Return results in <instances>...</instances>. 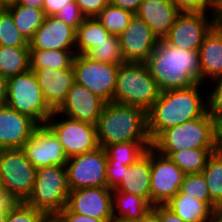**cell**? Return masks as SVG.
Segmentation results:
<instances>
[{
  "label": "cell",
  "instance_id": "6da1fadb",
  "mask_svg": "<svg viewBox=\"0 0 222 222\" xmlns=\"http://www.w3.org/2000/svg\"><path fill=\"white\" fill-rule=\"evenodd\" d=\"M197 83L189 88L161 92L147 111V131L153 141L162 131L202 117L208 111L207 95L203 96ZM206 99V100H204Z\"/></svg>",
  "mask_w": 222,
  "mask_h": 222
},
{
  "label": "cell",
  "instance_id": "7a4b0ae2",
  "mask_svg": "<svg viewBox=\"0 0 222 222\" xmlns=\"http://www.w3.org/2000/svg\"><path fill=\"white\" fill-rule=\"evenodd\" d=\"M146 64L161 92L201 83L199 51L177 48L160 39Z\"/></svg>",
  "mask_w": 222,
  "mask_h": 222
},
{
  "label": "cell",
  "instance_id": "3957f363",
  "mask_svg": "<svg viewBox=\"0 0 222 222\" xmlns=\"http://www.w3.org/2000/svg\"><path fill=\"white\" fill-rule=\"evenodd\" d=\"M99 147L123 142H152L147 131V112L140 107L106 103L96 124Z\"/></svg>",
  "mask_w": 222,
  "mask_h": 222
},
{
  "label": "cell",
  "instance_id": "277c9868",
  "mask_svg": "<svg viewBox=\"0 0 222 222\" xmlns=\"http://www.w3.org/2000/svg\"><path fill=\"white\" fill-rule=\"evenodd\" d=\"M151 147L167 157L184 149H217V123L207 111L202 117L165 129Z\"/></svg>",
  "mask_w": 222,
  "mask_h": 222
},
{
  "label": "cell",
  "instance_id": "5b68a950",
  "mask_svg": "<svg viewBox=\"0 0 222 222\" xmlns=\"http://www.w3.org/2000/svg\"><path fill=\"white\" fill-rule=\"evenodd\" d=\"M160 94L146 63L124 62L119 66L112 102L140 107L147 112Z\"/></svg>",
  "mask_w": 222,
  "mask_h": 222
},
{
  "label": "cell",
  "instance_id": "8992f818",
  "mask_svg": "<svg viewBox=\"0 0 222 222\" xmlns=\"http://www.w3.org/2000/svg\"><path fill=\"white\" fill-rule=\"evenodd\" d=\"M65 166L51 165L36 169V178L26 204L46 216L56 215L67 203L70 193Z\"/></svg>",
  "mask_w": 222,
  "mask_h": 222
},
{
  "label": "cell",
  "instance_id": "52a82bcc",
  "mask_svg": "<svg viewBox=\"0 0 222 222\" xmlns=\"http://www.w3.org/2000/svg\"><path fill=\"white\" fill-rule=\"evenodd\" d=\"M6 105L29 116L38 125H44L54 112L46 103L32 70L7 79Z\"/></svg>",
  "mask_w": 222,
  "mask_h": 222
},
{
  "label": "cell",
  "instance_id": "ba28073f",
  "mask_svg": "<svg viewBox=\"0 0 222 222\" xmlns=\"http://www.w3.org/2000/svg\"><path fill=\"white\" fill-rule=\"evenodd\" d=\"M36 178V168L19 149L0 150L1 186L18 202H25L31 195Z\"/></svg>",
  "mask_w": 222,
  "mask_h": 222
},
{
  "label": "cell",
  "instance_id": "9c48e42d",
  "mask_svg": "<svg viewBox=\"0 0 222 222\" xmlns=\"http://www.w3.org/2000/svg\"><path fill=\"white\" fill-rule=\"evenodd\" d=\"M61 116L62 114L54 111L45 124L58 137L67 158L92 152L99 147L96 125L67 116L62 120Z\"/></svg>",
  "mask_w": 222,
  "mask_h": 222
},
{
  "label": "cell",
  "instance_id": "30bf717a",
  "mask_svg": "<svg viewBox=\"0 0 222 222\" xmlns=\"http://www.w3.org/2000/svg\"><path fill=\"white\" fill-rule=\"evenodd\" d=\"M120 65L96 61L86 54H75L72 64L75 82L88 88L106 103L112 102Z\"/></svg>",
  "mask_w": 222,
  "mask_h": 222
},
{
  "label": "cell",
  "instance_id": "8fae6325",
  "mask_svg": "<svg viewBox=\"0 0 222 222\" xmlns=\"http://www.w3.org/2000/svg\"><path fill=\"white\" fill-rule=\"evenodd\" d=\"M65 167L70 190L107 187V153L102 147L69 157Z\"/></svg>",
  "mask_w": 222,
  "mask_h": 222
},
{
  "label": "cell",
  "instance_id": "7c38bea8",
  "mask_svg": "<svg viewBox=\"0 0 222 222\" xmlns=\"http://www.w3.org/2000/svg\"><path fill=\"white\" fill-rule=\"evenodd\" d=\"M208 14V12H180L164 40L177 48L199 51L205 35L216 24V18L211 16V13Z\"/></svg>",
  "mask_w": 222,
  "mask_h": 222
},
{
  "label": "cell",
  "instance_id": "4fadbf2b",
  "mask_svg": "<svg viewBox=\"0 0 222 222\" xmlns=\"http://www.w3.org/2000/svg\"><path fill=\"white\" fill-rule=\"evenodd\" d=\"M150 204H165L180 189L185 173L167 156L150 147Z\"/></svg>",
  "mask_w": 222,
  "mask_h": 222
},
{
  "label": "cell",
  "instance_id": "5bb4252c",
  "mask_svg": "<svg viewBox=\"0 0 222 222\" xmlns=\"http://www.w3.org/2000/svg\"><path fill=\"white\" fill-rule=\"evenodd\" d=\"M21 149L36 169L66 166L68 160L58 137L46 124L38 125Z\"/></svg>",
  "mask_w": 222,
  "mask_h": 222
},
{
  "label": "cell",
  "instance_id": "9a60e30c",
  "mask_svg": "<svg viewBox=\"0 0 222 222\" xmlns=\"http://www.w3.org/2000/svg\"><path fill=\"white\" fill-rule=\"evenodd\" d=\"M124 62L146 63L159 44L151 28L134 14L128 27L118 36Z\"/></svg>",
  "mask_w": 222,
  "mask_h": 222
},
{
  "label": "cell",
  "instance_id": "2e32d148",
  "mask_svg": "<svg viewBox=\"0 0 222 222\" xmlns=\"http://www.w3.org/2000/svg\"><path fill=\"white\" fill-rule=\"evenodd\" d=\"M66 207L73 213L102 220H113L112 189L108 187L71 190Z\"/></svg>",
  "mask_w": 222,
  "mask_h": 222
},
{
  "label": "cell",
  "instance_id": "e0dca14e",
  "mask_svg": "<svg viewBox=\"0 0 222 222\" xmlns=\"http://www.w3.org/2000/svg\"><path fill=\"white\" fill-rule=\"evenodd\" d=\"M105 104L88 88L74 82L64 103L56 111L63 116L96 125Z\"/></svg>",
  "mask_w": 222,
  "mask_h": 222
},
{
  "label": "cell",
  "instance_id": "ac0fdd59",
  "mask_svg": "<svg viewBox=\"0 0 222 222\" xmlns=\"http://www.w3.org/2000/svg\"><path fill=\"white\" fill-rule=\"evenodd\" d=\"M76 31L55 16H46L29 42L30 50L76 51Z\"/></svg>",
  "mask_w": 222,
  "mask_h": 222
},
{
  "label": "cell",
  "instance_id": "d6986e66",
  "mask_svg": "<svg viewBox=\"0 0 222 222\" xmlns=\"http://www.w3.org/2000/svg\"><path fill=\"white\" fill-rule=\"evenodd\" d=\"M38 124L29 116L8 107H0V150L19 149L30 139Z\"/></svg>",
  "mask_w": 222,
  "mask_h": 222
},
{
  "label": "cell",
  "instance_id": "ffe728a7",
  "mask_svg": "<svg viewBox=\"0 0 222 222\" xmlns=\"http://www.w3.org/2000/svg\"><path fill=\"white\" fill-rule=\"evenodd\" d=\"M30 70L35 73L46 103L53 111H56L64 103L69 89L75 82L73 67Z\"/></svg>",
  "mask_w": 222,
  "mask_h": 222
},
{
  "label": "cell",
  "instance_id": "44dd1931",
  "mask_svg": "<svg viewBox=\"0 0 222 222\" xmlns=\"http://www.w3.org/2000/svg\"><path fill=\"white\" fill-rule=\"evenodd\" d=\"M180 12L171 0H143L135 15L141 18L159 39H164Z\"/></svg>",
  "mask_w": 222,
  "mask_h": 222
},
{
  "label": "cell",
  "instance_id": "7402d4cb",
  "mask_svg": "<svg viewBox=\"0 0 222 222\" xmlns=\"http://www.w3.org/2000/svg\"><path fill=\"white\" fill-rule=\"evenodd\" d=\"M199 57L202 84L206 85V80L222 77V31L216 25L205 35Z\"/></svg>",
  "mask_w": 222,
  "mask_h": 222
},
{
  "label": "cell",
  "instance_id": "603a6c76",
  "mask_svg": "<svg viewBox=\"0 0 222 222\" xmlns=\"http://www.w3.org/2000/svg\"><path fill=\"white\" fill-rule=\"evenodd\" d=\"M150 182L151 166L149 147L140 159L129 165L127 171H125L124 179L114 190L143 197L150 203Z\"/></svg>",
  "mask_w": 222,
  "mask_h": 222
},
{
  "label": "cell",
  "instance_id": "cb8c5ba5",
  "mask_svg": "<svg viewBox=\"0 0 222 222\" xmlns=\"http://www.w3.org/2000/svg\"><path fill=\"white\" fill-rule=\"evenodd\" d=\"M114 220L136 222L152 209V205L143 197L112 189Z\"/></svg>",
  "mask_w": 222,
  "mask_h": 222
},
{
  "label": "cell",
  "instance_id": "d4e9b609",
  "mask_svg": "<svg viewBox=\"0 0 222 222\" xmlns=\"http://www.w3.org/2000/svg\"><path fill=\"white\" fill-rule=\"evenodd\" d=\"M165 205L187 222H207L214 215L205 202L185 194H176Z\"/></svg>",
  "mask_w": 222,
  "mask_h": 222
},
{
  "label": "cell",
  "instance_id": "484cf974",
  "mask_svg": "<svg viewBox=\"0 0 222 222\" xmlns=\"http://www.w3.org/2000/svg\"><path fill=\"white\" fill-rule=\"evenodd\" d=\"M6 9L12 14L14 23L22 37L29 43L46 17L44 10L13 4Z\"/></svg>",
  "mask_w": 222,
  "mask_h": 222
},
{
  "label": "cell",
  "instance_id": "4316f807",
  "mask_svg": "<svg viewBox=\"0 0 222 222\" xmlns=\"http://www.w3.org/2000/svg\"><path fill=\"white\" fill-rule=\"evenodd\" d=\"M110 34L97 17L85 18L76 30V54H87L99 43L107 40Z\"/></svg>",
  "mask_w": 222,
  "mask_h": 222
},
{
  "label": "cell",
  "instance_id": "83f0119b",
  "mask_svg": "<svg viewBox=\"0 0 222 222\" xmlns=\"http://www.w3.org/2000/svg\"><path fill=\"white\" fill-rule=\"evenodd\" d=\"M30 70V47L0 46V75L8 79Z\"/></svg>",
  "mask_w": 222,
  "mask_h": 222
},
{
  "label": "cell",
  "instance_id": "f1b7e54d",
  "mask_svg": "<svg viewBox=\"0 0 222 222\" xmlns=\"http://www.w3.org/2000/svg\"><path fill=\"white\" fill-rule=\"evenodd\" d=\"M217 149H184L172 152L170 158L185 174L201 173Z\"/></svg>",
  "mask_w": 222,
  "mask_h": 222
},
{
  "label": "cell",
  "instance_id": "f546056e",
  "mask_svg": "<svg viewBox=\"0 0 222 222\" xmlns=\"http://www.w3.org/2000/svg\"><path fill=\"white\" fill-rule=\"evenodd\" d=\"M152 142H123L106 146L107 163L129 166L140 159L151 147Z\"/></svg>",
  "mask_w": 222,
  "mask_h": 222
},
{
  "label": "cell",
  "instance_id": "4dcf8cb0",
  "mask_svg": "<svg viewBox=\"0 0 222 222\" xmlns=\"http://www.w3.org/2000/svg\"><path fill=\"white\" fill-rule=\"evenodd\" d=\"M76 51L30 50V69L72 67Z\"/></svg>",
  "mask_w": 222,
  "mask_h": 222
},
{
  "label": "cell",
  "instance_id": "1f68e13d",
  "mask_svg": "<svg viewBox=\"0 0 222 222\" xmlns=\"http://www.w3.org/2000/svg\"><path fill=\"white\" fill-rule=\"evenodd\" d=\"M201 173L208 185L211 201L217 207L222 204V156L213 153Z\"/></svg>",
  "mask_w": 222,
  "mask_h": 222
},
{
  "label": "cell",
  "instance_id": "d6a6232c",
  "mask_svg": "<svg viewBox=\"0 0 222 222\" xmlns=\"http://www.w3.org/2000/svg\"><path fill=\"white\" fill-rule=\"evenodd\" d=\"M133 16L134 14L130 11L109 3L97 16V19L109 33L119 36L128 27Z\"/></svg>",
  "mask_w": 222,
  "mask_h": 222
},
{
  "label": "cell",
  "instance_id": "836d02e7",
  "mask_svg": "<svg viewBox=\"0 0 222 222\" xmlns=\"http://www.w3.org/2000/svg\"><path fill=\"white\" fill-rule=\"evenodd\" d=\"M93 60L109 63L123 64L124 59L121 52L119 38L110 34L107 40L102 41L97 47L91 49L87 54Z\"/></svg>",
  "mask_w": 222,
  "mask_h": 222
},
{
  "label": "cell",
  "instance_id": "e575fe53",
  "mask_svg": "<svg viewBox=\"0 0 222 222\" xmlns=\"http://www.w3.org/2000/svg\"><path fill=\"white\" fill-rule=\"evenodd\" d=\"M177 194L193 196L199 201L205 202L213 211L216 206L211 201V196L202 173L185 174L183 182Z\"/></svg>",
  "mask_w": 222,
  "mask_h": 222
},
{
  "label": "cell",
  "instance_id": "d590c367",
  "mask_svg": "<svg viewBox=\"0 0 222 222\" xmlns=\"http://www.w3.org/2000/svg\"><path fill=\"white\" fill-rule=\"evenodd\" d=\"M0 46L30 47L17 29L12 14L6 8L0 12Z\"/></svg>",
  "mask_w": 222,
  "mask_h": 222
},
{
  "label": "cell",
  "instance_id": "8d00e7d4",
  "mask_svg": "<svg viewBox=\"0 0 222 222\" xmlns=\"http://www.w3.org/2000/svg\"><path fill=\"white\" fill-rule=\"evenodd\" d=\"M45 214L26 204L18 202L7 214L5 222H41Z\"/></svg>",
  "mask_w": 222,
  "mask_h": 222
},
{
  "label": "cell",
  "instance_id": "74e56055",
  "mask_svg": "<svg viewBox=\"0 0 222 222\" xmlns=\"http://www.w3.org/2000/svg\"><path fill=\"white\" fill-rule=\"evenodd\" d=\"M214 89L207 94L208 113L218 123L222 119V77L212 80Z\"/></svg>",
  "mask_w": 222,
  "mask_h": 222
},
{
  "label": "cell",
  "instance_id": "f35d334b",
  "mask_svg": "<svg viewBox=\"0 0 222 222\" xmlns=\"http://www.w3.org/2000/svg\"><path fill=\"white\" fill-rule=\"evenodd\" d=\"M58 19L66 25L72 27L75 31L82 24L85 17L82 15L76 1L67 3L56 15Z\"/></svg>",
  "mask_w": 222,
  "mask_h": 222
},
{
  "label": "cell",
  "instance_id": "ab89813d",
  "mask_svg": "<svg viewBox=\"0 0 222 222\" xmlns=\"http://www.w3.org/2000/svg\"><path fill=\"white\" fill-rule=\"evenodd\" d=\"M85 18L97 17L109 4V0H75Z\"/></svg>",
  "mask_w": 222,
  "mask_h": 222
},
{
  "label": "cell",
  "instance_id": "60d3db41",
  "mask_svg": "<svg viewBox=\"0 0 222 222\" xmlns=\"http://www.w3.org/2000/svg\"><path fill=\"white\" fill-rule=\"evenodd\" d=\"M181 12L211 13V0H171ZM209 8V9H208ZM210 10V11H209Z\"/></svg>",
  "mask_w": 222,
  "mask_h": 222
},
{
  "label": "cell",
  "instance_id": "b9f144b4",
  "mask_svg": "<svg viewBox=\"0 0 222 222\" xmlns=\"http://www.w3.org/2000/svg\"><path fill=\"white\" fill-rule=\"evenodd\" d=\"M128 167L119 163H107V187L115 189L124 179Z\"/></svg>",
  "mask_w": 222,
  "mask_h": 222
},
{
  "label": "cell",
  "instance_id": "7bdbcfd3",
  "mask_svg": "<svg viewBox=\"0 0 222 222\" xmlns=\"http://www.w3.org/2000/svg\"><path fill=\"white\" fill-rule=\"evenodd\" d=\"M60 222H110L71 212L66 206L55 215Z\"/></svg>",
  "mask_w": 222,
  "mask_h": 222
},
{
  "label": "cell",
  "instance_id": "ee69618b",
  "mask_svg": "<svg viewBox=\"0 0 222 222\" xmlns=\"http://www.w3.org/2000/svg\"><path fill=\"white\" fill-rule=\"evenodd\" d=\"M152 209L159 215L161 222H187L178 217L165 204L155 205Z\"/></svg>",
  "mask_w": 222,
  "mask_h": 222
},
{
  "label": "cell",
  "instance_id": "f6af8a7d",
  "mask_svg": "<svg viewBox=\"0 0 222 222\" xmlns=\"http://www.w3.org/2000/svg\"><path fill=\"white\" fill-rule=\"evenodd\" d=\"M74 0H44L43 10L46 16H55L67 3Z\"/></svg>",
  "mask_w": 222,
  "mask_h": 222
},
{
  "label": "cell",
  "instance_id": "bcb514c9",
  "mask_svg": "<svg viewBox=\"0 0 222 222\" xmlns=\"http://www.w3.org/2000/svg\"><path fill=\"white\" fill-rule=\"evenodd\" d=\"M17 203L18 200L0 186V211H10Z\"/></svg>",
  "mask_w": 222,
  "mask_h": 222
},
{
  "label": "cell",
  "instance_id": "7dc6e473",
  "mask_svg": "<svg viewBox=\"0 0 222 222\" xmlns=\"http://www.w3.org/2000/svg\"><path fill=\"white\" fill-rule=\"evenodd\" d=\"M142 1L143 0H109V3L113 6L136 14Z\"/></svg>",
  "mask_w": 222,
  "mask_h": 222
},
{
  "label": "cell",
  "instance_id": "c3c4849f",
  "mask_svg": "<svg viewBox=\"0 0 222 222\" xmlns=\"http://www.w3.org/2000/svg\"><path fill=\"white\" fill-rule=\"evenodd\" d=\"M7 101V79L0 75V107L6 105Z\"/></svg>",
  "mask_w": 222,
  "mask_h": 222
},
{
  "label": "cell",
  "instance_id": "681fc988",
  "mask_svg": "<svg viewBox=\"0 0 222 222\" xmlns=\"http://www.w3.org/2000/svg\"><path fill=\"white\" fill-rule=\"evenodd\" d=\"M16 3L26 7L43 9L44 0H18Z\"/></svg>",
  "mask_w": 222,
  "mask_h": 222
},
{
  "label": "cell",
  "instance_id": "f907efd6",
  "mask_svg": "<svg viewBox=\"0 0 222 222\" xmlns=\"http://www.w3.org/2000/svg\"><path fill=\"white\" fill-rule=\"evenodd\" d=\"M136 222H161V219L159 218V215L151 209L149 213Z\"/></svg>",
  "mask_w": 222,
  "mask_h": 222
},
{
  "label": "cell",
  "instance_id": "816d5d0a",
  "mask_svg": "<svg viewBox=\"0 0 222 222\" xmlns=\"http://www.w3.org/2000/svg\"><path fill=\"white\" fill-rule=\"evenodd\" d=\"M211 14L215 18L222 12V0H211Z\"/></svg>",
  "mask_w": 222,
  "mask_h": 222
},
{
  "label": "cell",
  "instance_id": "f5cc1de1",
  "mask_svg": "<svg viewBox=\"0 0 222 222\" xmlns=\"http://www.w3.org/2000/svg\"><path fill=\"white\" fill-rule=\"evenodd\" d=\"M217 146H222V119L217 123Z\"/></svg>",
  "mask_w": 222,
  "mask_h": 222
},
{
  "label": "cell",
  "instance_id": "db71d44e",
  "mask_svg": "<svg viewBox=\"0 0 222 222\" xmlns=\"http://www.w3.org/2000/svg\"><path fill=\"white\" fill-rule=\"evenodd\" d=\"M214 216H215L220 222H222V204L218 205V206L215 208Z\"/></svg>",
  "mask_w": 222,
  "mask_h": 222
},
{
  "label": "cell",
  "instance_id": "11a10c76",
  "mask_svg": "<svg viewBox=\"0 0 222 222\" xmlns=\"http://www.w3.org/2000/svg\"><path fill=\"white\" fill-rule=\"evenodd\" d=\"M41 222H60L55 215L45 216Z\"/></svg>",
  "mask_w": 222,
  "mask_h": 222
},
{
  "label": "cell",
  "instance_id": "9f6ffc18",
  "mask_svg": "<svg viewBox=\"0 0 222 222\" xmlns=\"http://www.w3.org/2000/svg\"><path fill=\"white\" fill-rule=\"evenodd\" d=\"M18 0H0V2L3 4V6L6 8L10 5L16 4Z\"/></svg>",
  "mask_w": 222,
  "mask_h": 222
},
{
  "label": "cell",
  "instance_id": "6f0895ef",
  "mask_svg": "<svg viewBox=\"0 0 222 222\" xmlns=\"http://www.w3.org/2000/svg\"><path fill=\"white\" fill-rule=\"evenodd\" d=\"M8 212L9 211H0V222H5Z\"/></svg>",
  "mask_w": 222,
  "mask_h": 222
},
{
  "label": "cell",
  "instance_id": "680465c9",
  "mask_svg": "<svg viewBox=\"0 0 222 222\" xmlns=\"http://www.w3.org/2000/svg\"><path fill=\"white\" fill-rule=\"evenodd\" d=\"M216 24H222V12L216 17Z\"/></svg>",
  "mask_w": 222,
  "mask_h": 222
},
{
  "label": "cell",
  "instance_id": "91938a15",
  "mask_svg": "<svg viewBox=\"0 0 222 222\" xmlns=\"http://www.w3.org/2000/svg\"><path fill=\"white\" fill-rule=\"evenodd\" d=\"M207 222H220L214 215Z\"/></svg>",
  "mask_w": 222,
  "mask_h": 222
},
{
  "label": "cell",
  "instance_id": "94428289",
  "mask_svg": "<svg viewBox=\"0 0 222 222\" xmlns=\"http://www.w3.org/2000/svg\"><path fill=\"white\" fill-rule=\"evenodd\" d=\"M217 152L222 156V146H217Z\"/></svg>",
  "mask_w": 222,
  "mask_h": 222
},
{
  "label": "cell",
  "instance_id": "6125c7cd",
  "mask_svg": "<svg viewBox=\"0 0 222 222\" xmlns=\"http://www.w3.org/2000/svg\"><path fill=\"white\" fill-rule=\"evenodd\" d=\"M5 9V7L3 6V4L0 2V12H2Z\"/></svg>",
  "mask_w": 222,
  "mask_h": 222
},
{
  "label": "cell",
  "instance_id": "be15d7a7",
  "mask_svg": "<svg viewBox=\"0 0 222 222\" xmlns=\"http://www.w3.org/2000/svg\"><path fill=\"white\" fill-rule=\"evenodd\" d=\"M222 31V24H215Z\"/></svg>",
  "mask_w": 222,
  "mask_h": 222
},
{
  "label": "cell",
  "instance_id": "e7e4bbea",
  "mask_svg": "<svg viewBox=\"0 0 222 222\" xmlns=\"http://www.w3.org/2000/svg\"><path fill=\"white\" fill-rule=\"evenodd\" d=\"M110 222H122V221H120V220H111Z\"/></svg>",
  "mask_w": 222,
  "mask_h": 222
}]
</instances>
